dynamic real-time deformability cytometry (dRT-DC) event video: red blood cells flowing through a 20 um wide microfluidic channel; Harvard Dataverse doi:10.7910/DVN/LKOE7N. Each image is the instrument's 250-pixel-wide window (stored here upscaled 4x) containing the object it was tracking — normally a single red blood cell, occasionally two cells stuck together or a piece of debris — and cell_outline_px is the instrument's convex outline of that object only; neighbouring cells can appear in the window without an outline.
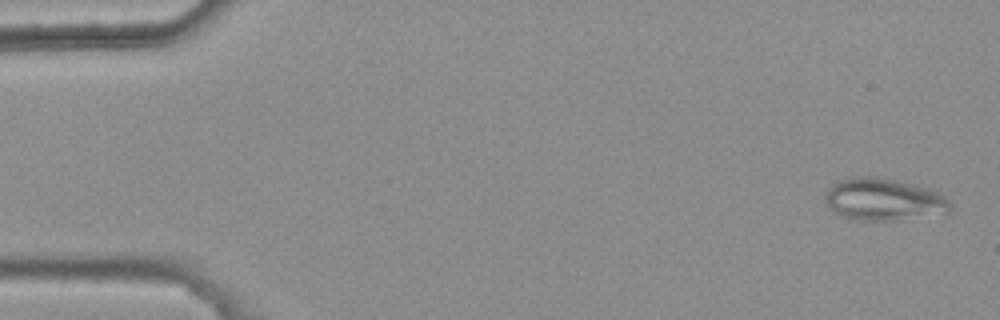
{"species": "common noctule bat (a hibernating species)", "species_latin": "Nyctalus noctula", "temperature_condition": "warm", "stored_images_in_passage": 47, "camera_frame_rate_fps": 3000, "um_per_image_px": 0.085, "animal": {"sex": "female", "body_mass_g": 25.1}, "frame": {"image": 1, "passage_image": 2, "time_ms": 0.333, "image_size_px": [1000, 320], "cell_outline_px": [[952, 212], [948, 216], [896, 220], [852, 220], [832, 212], [828, 208], [824, 200], [824, 192], [832, 184], [840, 180], [860, 176], [872, 176], [892, 180], [924, 188], [936, 192], [944, 196], [948, 200], [952, 208]], "centroid_in_image_um": [75.12, 17.01], "position_along_channel_um": 9.9, "area_um2": 31.27}}
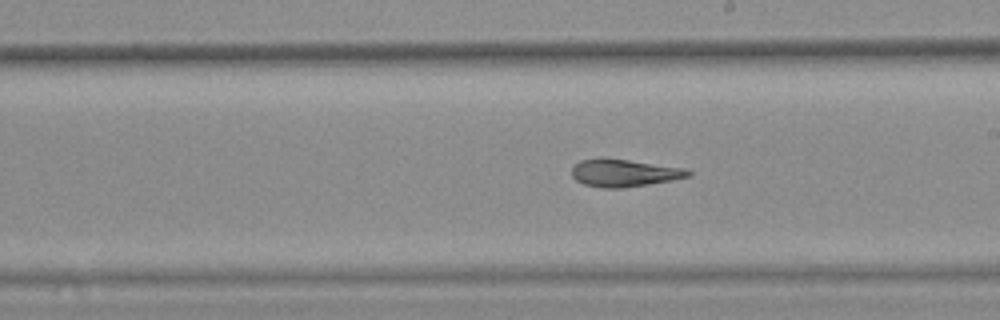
{"frame": {"image": 2, "passage_image": 31, "time_ms": 10.0, "image_size_px": [1000, 320], "cell_outline_px": [[692, 176], [672, 180], [648, 184], [620, 188], [600, 188], [584, 184], [576, 180], [572, 176], [572, 168], [580, 160], [600, 156], [604, 156], [688, 168], [692, 172]], "centroid_in_image_um": [53.07, 14.67], "position_along_channel_um": 235.9, "area_um2": 19.19}}
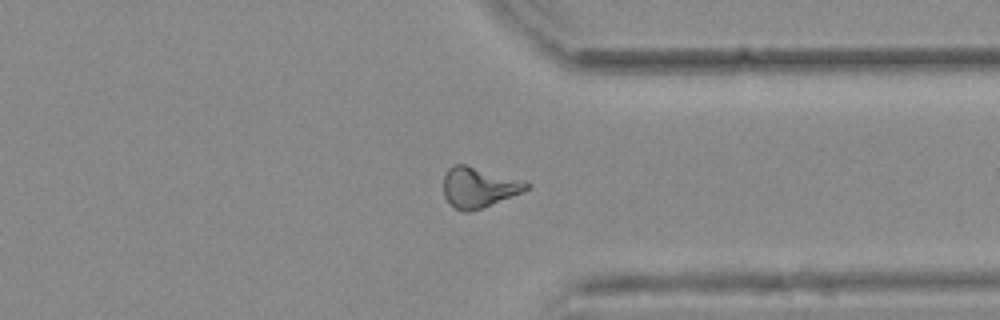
{"frame": {"image": 3, "passage_image": 42, "time_ms": 13.667, "image_size_px": [1000, 320], "cell_outline_px": [[532, 184], [524, 192], [480, 208], [468, 212], [464, 212], [456, 208], [444, 196], [444, 176], [448, 168], [452, 164], [464, 164]], "centroid_in_image_um": [40.67, 15.92], "position_along_channel_um": 370.7, "area_um2": 18.96}, "authors_computed_cell_mechanics": {"area_um2": 19.363, "velocity_mm_per_s": 3.7128, "shape_relaxation_time_tau1_ms": null, "shape_relaxation_time_tau2_ms": 3.0758, "deformation_change_tau1": null, "deformation_change_tau2": 0.1013}}